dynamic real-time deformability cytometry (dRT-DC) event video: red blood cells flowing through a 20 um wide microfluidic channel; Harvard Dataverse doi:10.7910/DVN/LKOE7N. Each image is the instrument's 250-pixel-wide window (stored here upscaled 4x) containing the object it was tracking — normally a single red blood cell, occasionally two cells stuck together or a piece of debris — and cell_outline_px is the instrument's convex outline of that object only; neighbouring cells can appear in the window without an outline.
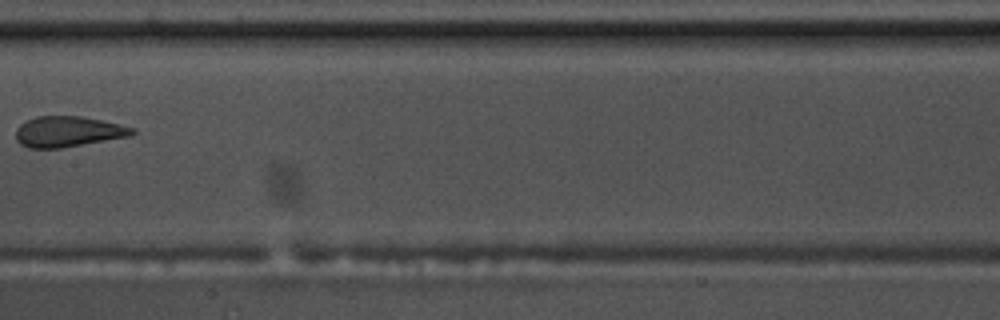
{"species": "common noctule bat (a hibernating species)", "species_latin": "Nyctalus noctula", "temperature_condition": "warm", "stored_images_in_passage": 5, "camera_frame_rate_fps": 3000, "um_per_image_px": 0.085, "animal": {"sex": "male", "body_mass_g": 17.5, "forearm_length_mm": 52.3}, "frame": {"image": 1, "passage_image": 4, "time_ms": 1.0, "image_size_px": [1000, 320], "cell_outline_px": [[136, 132], [132, 136], [60, 148], [28, 148], [20, 144], [16, 140], [16, 128], [20, 124], [36, 116], [80, 116], [120, 124], [136, 128]], "centroid_in_image_um": [5.8, 11.19], "position_along_channel_um": 201.6, "area_um2": 20.87}}